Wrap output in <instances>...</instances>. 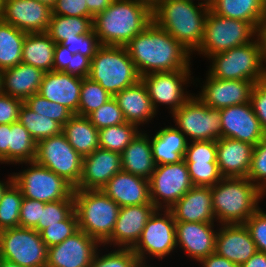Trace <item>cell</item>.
Segmentation results:
<instances>
[{"label": "cell", "mask_w": 266, "mask_h": 267, "mask_svg": "<svg viewBox=\"0 0 266 267\" xmlns=\"http://www.w3.org/2000/svg\"><path fill=\"white\" fill-rule=\"evenodd\" d=\"M125 47L140 77L155 72L193 70L192 53L154 22Z\"/></svg>", "instance_id": "1"}, {"label": "cell", "mask_w": 266, "mask_h": 267, "mask_svg": "<svg viewBox=\"0 0 266 267\" xmlns=\"http://www.w3.org/2000/svg\"><path fill=\"white\" fill-rule=\"evenodd\" d=\"M153 22L152 10L137 0H113L93 19L101 45L122 46Z\"/></svg>", "instance_id": "2"}, {"label": "cell", "mask_w": 266, "mask_h": 267, "mask_svg": "<svg viewBox=\"0 0 266 267\" xmlns=\"http://www.w3.org/2000/svg\"><path fill=\"white\" fill-rule=\"evenodd\" d=\"M210 8L187 0H163L153 10V22L193 53L204 36Z\"/></svg>", "instance_id": "3"}, {"label": "cell", "mask_w": 266, "mask_h": 267, "mask_svg": "<svg viewBox=\"0 0 266 267\" xmlns=\"http://www.w3.org/2000/svg\"><path fill=\"white\" fill-rule=\"evenodd\" d=\"M211 194L219 225L244 224L262 207V192L247 177H223L211 187Z\"/></svg>", "instance_id": "4"}, {"label": "cell", "mask_w": 266, "mask_h": 267, "mask_svg": "<svg viewBox=\"0 0 266 267\" xmlns=\"http://www.w3.org/2000/svg\"><path fill=\"white\" fill-rule=\"evenodd\" d=\"M78 228L103 245L112 235L120 206L102 190H74Z\"/></svg>", "instance_id": "5"}, {"label": "cell", "mask_w": 266, "mask_h": 267, "mask_svg": "<svg viewBox=\"0 0 266 267\" xmlns=\"http://www.w3.org/2000/svg\"><path fill=\"white\" fill-rule=\"evenodd\" d=\"M206 60H209L206 72L216 79L248 80L256 83L266 77L259 37L251 43L214 54Z\"/></svg>", "instance_id": "6"}, {"label": "cell", "mask_w": 266, "mask_h": 267, "mask_svg": "<svg viewBox=\"0 0 266 267\" xmlns=\"http://www.w3.org/2000/svg\"><path fill=\"white\" fill-rule=\"evenodd\" d=\"M88 78L112 97L141 79L126 47L106 45H101L91 59Z\"/></svg>", "instance_id": "7"}, {"label": "cell", "mask_w": 266, "mask_h": 267, "mask_svg": "<svg viewBox=\"0 0 266 267\" xmlns=\"http://www.w3.org/2000/svg\"><path fill=\"white\" fill-rule=\"evenodd\" d=\"M258 37V28L246 21L225 18L211 10L206 17L204 36L192 57L208 59L214 54L253 42ZM195 55V56H194Z\"/></svg>", "instance_id": "8"}, {"label": "cell", "mask_w": 266, "mask_h": 267, "mask_svg": "<svg viewBox=\"0 0 266 267\" xmlns=\"http://www.w3.org/2000/svg\"><path fill=\"white\" fill-rule=\"evenodd\" d=\"M19 172H13L14 183L22 196L48 203L63 199H74V187L64 178L35 161L22 162ZM24 165V167H23Z\"/></svg>", "instance_id": "9"}, {"label": "cell", "mask_w": 266, "mask_h": 267, "mask_svg": "<svg viewBox=\"0 0 266 267\" xmlns=\"http://www.w3.org/2000/svg\"><path fill=\"white\" fill-rule=\"evenodd\" d=\"M175 227L176 222L169 209H156L148 219L139 241L132 248L139 261L151 263L156 259L163 263L172 254L175 256L174 253L178 252Z\"/></svg>", "instance_id": "10"}, {"label": "cell", "mask_w": 266, "mask_h": 267, "mask_svg": "<svg viewBox=\"0 0 266 267\" xmlns=\"http://www.w3.org/2000/svg\"><path fill=\"white\" fill-rule=\"evenodd\" d=\"M173 125L191 141H217L222 138L220 110L205 105L194 94L170 115Z\"/></svg>", "instance_id": "11"}, {"label": "cell", "mask_w": 266, "mask_h": 267, "mask_svg": "<svg viewBox=\"0 0 266 267\" xmlns=\"http://www.w3.org/2000/svg\"><path fill=\"white\" fill-rule=\"evenodd\" d=\"M193 73V70H178L155 72L141 77L157 113H160L162 106L168 109L170 116L194 94L187 89L191 84L194 85Z\"/></svg>", "instance_id": "12"}, {"label": "cell", "mask_w": 266, "mask_h": 267, "mask_svg": "<svg viewBox=\"0 0 266 267\" xmlns=\"http://www.w3.org/2000/svg\"><path fill=\"white\" fill-rule=\"evenodd\" d=\"M48 248L33 228L0 231V254L4 260L22 267H46Z\"/></svg>", "instance_id": "13"}, {"label": "cell", "mask_w": 266, "mask_h": 267, "mask_svg": "<svg viewBox=\"0 0 266 267\" xmlns=\"http://www.w3.org/2000/svg\"><path fill=\"white\" fill-rule=\"evenodd\" d=\"M34 161L64 178L74 188L81 179L83 157L63 133L37 142Z\"/></svg>", "instance_id": "14"}, {"label": "cell", "mask_w": 266, "mask_h": 267, "mask_svg": "<svg viewBox=\"0 0 266 267\" xmlns=\"http://www.w3.org/2000/svg\"><path fill=\"white\" fill-rule=\"evenodd\" d=\"M192 187L184 159L157 165L149 179L150 201L157 209H169Z\"/></svg>", "instance_id": "15"}, {"label": "cell", "mask_w": 266, "mask_h": 267, "mask_svg": "<svg viewBox=\"0 0 266 267\" xmlns=\"http://www.w3.org/2000/svg\"><path fill=\"white\" fill-rule=\"evenodd\" d=\"M204 78H194V85L200 87L195 95L208 107L220 110L250 102L253 81L216 79L207 72Z\"/></svg>", "instance_id": "16"}, {"label": "cell", "mask_w": 266, "mask_h": 267, "mask_svg": "<svg viewBox=\"0 0 266 267\" xmlns=\"http://www.w3.org/2000/svg\"><path fill=\"white\" fill-rule=\"evenodd\" d=\"M176 222L177 250L195 264L215 252L216 235L219 224L216 222Z\"/></svg>", "instance_id": "17"}, {"label": "cell", "mask_w": 266, "mask_h": 267, "mask_svg": "<svg viewBox=\"0 0 266 267\" xmlns=\"http://www.w3.org/2000/svg\"><path fill=\"white\" fill-rule=\"evenodd\" d=\"M100 246L79 229L62 243L48 248L46 267H90Z\"/></svg>", "instance_id": "18"}, {"label": "cell", "mask_w": 266, "mask_h": 267, "mask_svg": "<svg viewBox=\"0 0 266 267\" xmlns=\"http://www.w3.org/2000/svg\"><path fill=\"white\" fill-rule=\"evenodd\" d=\"M222 137L257 145L266 135L250 102L220 109Z\"/></svg>", "instance_id": "19"}, {"label": "cell", "mask_w": 266, "mask_h": 267, "mask_svg": "<svg viewBox=\"0 0 266 267\" xmlns=\"http://www.w3.org/2000/svg\"><path fill=\"white\" fill-rule=\"evenodd\" d=\"M52 9L36 0H5L0 19L25 33L47 32Z\"/></svg>", "instance_id": "20"}, {"label": "cell", "mask_w": 266, "mask_h": 267, "mask_svg": "<svg viewBox=\"0 0 266 267\" xmlns=\"http://www.w3.org/2000/svg\"><path fill=\"white\" fill-rule=\"evenodd\" d=\"M157 208L154 204L120 207L111 237L103 244L112 248H133L142 231Z\"/></svg>", "instance_id": "21"}, {"label": "cell", "mask_w": 266, "mask_h": 267, "mask_svg": "<svg viewBox=\"0 0 266 267\" xmlns=\"http://www.w3.org/2000/svg\"><path fill=\"white\" fill-rule=\"evenodd\" d=\"M121 170L120 153L98 148L83 157L81 179L74 190H101Z\"/></svg>", "instance_id": "22"}, {"label": "cell", "mask_w": 266, "mask_h": 267, "mask_svg": "<svg viewBox=\"0 0 266 267\" xmlns=\"http://www.w3.org/2000/svg\"><path fill=\"white\" fill-rule=\"evenodd\" d=\"M256 252V244L245 224L219 225L215 253L241 266Z\"/></svg>", "instance_id": "23"}, {"label": "cell", "mask_w": 266, "mask_h": 267, "mask_svg": "<svg viewBox=\"0 0 266 267\" xmlns=\"http://www.w3.org/2000/svg\"><path fill=\"white\" fill-rule=\"evenodd\" d=\"M113 97L122 110L125 121L136 125L140 130H144L142 127L145 126L148 128L149 123L153 125L154 119L158 118L159 113L154 109L147 88L141 79Z\"/></svg>", "instance_id": "24"}, {"label": "cell", "mask_w": 266, "mask_h": 267, "mask_svg": "<svg viewBox=\"0 0 266 267\" xmlns=\"http://www.w3.org/2000/svg\"><path fill=\"white\" fill-rule=\"evenodd\" d=\"M82 79L63 71L45 72L38 93L45 99L64 105L73 114L79 115Z\"/></svg>", "instance_id": "25"}, {"label": "cell", "mask_w": 266, "mask_h": 267, "mask_svg": "<svg viewBox=\"0 0 266 267\" xmlns=\"http://www.w3.org/2000/svg\"><path fill=\"white\" fill-rule=\"evenodd\" d=\"M101 190L120 207L153 204L149 180L123 170L117 172Z\"/></svg>", "instance_id": "26"}, {"label": "cell", "mask_w": 266, "mask_h": 267, "mask_svg": "<svg viewBox=\"0 0 266 267\" xmlns=\"http://www.w3.org/2000/svg\"><path fill=\"white\" fill-rule=\"evenodd\" d=\"M169 210L175 221L216 222L211 187L193 186Z\"/></svg>", "instance_id": "27"}, {"label": "cell", "mask_w": 266, "mask_h": 267, "mask_svg": "<svg viewBox=\"0 0 266 267\" xmlns=\"http://www.w3.org/2000/svg\"><path fill=\"white\" fill-rule=\"evenodd\" d=\"M217 144V164L222 177H247L254 145L230 138H220Z\"/></svg>", "instance_id": "28"}, {"label": "cell", "mask_w": 266, "mask_h": 267, "mask_svg": "<svg viewBox=\"0 0 266 267\" xmlns=\"http://www.w3.org/2000/svg\"><path fill=\"white\" fill-rule=\"evenodd\" d=\"M150 130V144L156 165L173 164L183 160L188 140L173 124ZM152 131V132H151ZM153 133V134H152Z\"/></svg>", "instance_id": "29"}, {"label": "cell", "mask_w": 266, "mask_h": 267, "mask_svg": "<svg viewBox=\"0 0 266 267\" xmlns=\"http://www.w3.org/2000/svg\"><path fill=\"white\" fill-rule=\"evenodd\" d=\"M2 73V92L25 101L40 90L45 72L26 63L8 68Z\"/></svg>", "instance_id": "30"}, {"label": "cell", "mask_w": 266, "mask_h": 267, "mask_svg": "<svg viewBox=\"0 0 266 267\" xmlns=\"http://www.w3.org/2000/svg\"><path fill=\"white\" fill-rule=\"evenodd\" d=\"M122 170L149 180L156 169L148 130H141L121 153Z\"/></svg>", "instance_id": "31"}, {"label": "cell", "mask_w": 266, "mask_h": 267, "mask_svg": "<svg viewBox=\"0 0 266 267\" xmlns=\"http://www.w3.org/2000/svg\"><path fill=\"white\" fill-rule=\"evenodd\" d=\"M210 10L216 15L246 21L259 28L266 16V0H213Z\"/></svg>", "instance_id": "32"}, {"label": "cell", "mask_w": 266, "mask_h": 267, "mask_svg": "<svg viewBox=\"0 0 266 267\" xmlns=\"http://www.w3.org/2000/svg\"><path fill=\"white\" fill-rule=\"evenodd\" d=\"M62 133L82 157L100 148L99 130L87 117L74 114L63 126Z\"/></svg>", "instance_id": "33"}, {"label": "cell", "mask_w": 266, "mask_h": 267, "mask_svg": "<svg viewBox=\"0 0 266 267\" xmlns=\"http://www.w3.org/2000/svg\"><path fill=\"white\" fill-rule=\"evenodd\" d=\"M55 45L56 43L47 32L26 33L22 49V62L44 72L53 71Z\"/></svg>", "instance_id": "34"}, {"label": "cell", "mask_w": 266, "mask_h": 267, "mask_svg": "<svg viewBox=\"0 0 266 267\" xmlns=\"http://www.w3.org/2000/svg\"><path fill=\"white\" fill-rule=\"evenodd\" d=\"M25 36V32L0 19V71L22 62Z\"/></svg>", "instance_id": "35"}, {"label": "cell", "mask_w": 266, "mask_h": 267, "mask_svg": "<svg viewBox=\"0 0 266 267\" xmlns=\"http://www.w3.org/2000/svg\"><path fill=\"white\" fill-rule=\"evenodd\" d=\"M92 30L93 20L89 17L51 15L47 33L56 44H60Z\"/></svg>", "instance_id": "36"}, {"label": "cell", "mask_w": 266, "mask_h": 267, "mask_svg": "<svg viewBox=\"0 0 266 267\" xmlns=\"http://www.w3.org/2000/svg\"><path fill=\"white\" fill-rule=\"evenodd\" d=\"M36 144L29 131L19 121L13 122L9 132V166L34 161Z\"/></svg>", "instance_id": "37"}, {"label": "cell", "mask_w": 266, "mask_h": 267, "mask_svg": "<svg viewBox=\"0 0 266 267\" xmlns=\"http://www.w3.org/2000/svg\"><path fill=\"white\" fill-rule=\"evenodd\" d=\"M18 121L29 131L36 143L62 133L63 129L61 124L35 113L24 102L19 110Z\"/></svg>", "instance_id": "38"}, {"label": "cell", "mask_w": 266, "mask_h": 267, "mask_svg": "<svg viewBox=\"0 0 266 267\" xmlns=\"http://www.w3.org/2000/svg\"><path fill=\"white\" fill-rule=\"evenodd\" d=\"M140 131L136 125L129 122L100 129V148L121 154Z\"/></svg>", "instance_id": "39"}, {"label": "cell", "mask_w": 266, "mask_h": 267, "mask_svg": "<svg viewBox=\"0 0 266 267\" xmlns=\"http://www.w3.org/2000/svg\"><path fill=\"white\" fill-rule=\"evenodd\" d=\"M23 196L20 188L13 182L0 200V231L19 227L20 208Z\"/></svg>", "instance_id": "40"}, {"label": "cell", "mask_w": 266, "mask_h": 267, "mask_svg": "<svg viewBox=\"0 0 266 267\" xmlns=\"http://www.w3.org/2000/svg\"><path fill=\"white\" fill-rule=\"evenodd\" d=\"M110 250V251H109ZM139 259L131 248H111L101 245L90 267H135Z\"/></svg>", "instance_id": "41"}, {"label": "cell", "mask_w": 266, "mask_h": 267, "mask_svg": "<svg viewBox=\"0 0 266 267\" xmlns=\"http://www.w3.org/2000/svg\"><path fill=\"white\" fill-rule=\"evenodd\" d=\"M111 98L112 96L98 83L93 82L88 77L83 78L79 100V116L87 117Z\"/></svg>", "instance_id": "42"}, {"label": "cell", "mask_w": 266, "mask_h": 267, "mask_svg": "<svg viewBox=\"0 0 266 267\" xmlns=\"http://www.w3.org/2000/svg\"><path fill=\"white\" fill-rule=\"evenodd\" d=\"M24 103L35 113L55 120L62 126H64L74 115L64 105L51 102L39 93H35L31 97H28Z\"/></svg>", "instance_id": "43"}, {"label": "cell", "mask_w": 266, "mask_h": 267, "mask_svg": "<svg viewBox=\"0 0 266 267\" xmlns=\"http://www.w3.org/2000/svg\"><path fill=\"white\" fill-rule=\"evenodd\" d=\"M74 211V199H63L41 206V220L34 228L39 233L49 225L58 224Z\"/></svg>", "instance_id": "44"}, {"label": "cell", "mask_w": 266, "mask_h": 267, "mask_svg": "<svg viewBox=\"0 0 266 267\" xmlns=\"http://www.w3.org/2000/svg\"><path fill=\"white\" fill-rule=\"evenodd\" d=\"M78 230V218L74 210L65 220L44 228L40 235L47 248H50L62 243Z\"/></svg>", "instance_id": "45"}, {"label": "cell", "mask_w": 266, "mask_h": 267, "mask_svg": "<svg viewBox=\"0 0 266 267\" xmlns=\"http://www.w3.org/2000/svg\"><path fill=\"white\" fill-rule=\"evenodd\" d=\"M87 118L98 130L126 122L122 110L119 108L114 97L90 113Z\"/></svg>", "instance_id": "46"}, {"label": "cell", "mask_w": 266, "mask_h": 267, "mask_svg": "<svg viewBox=\"0 0 266 267\" xmlns=\"http://www.w3.org/2000/svg\"><path fill=\"white\" fill-rule=\"evenodd\" d=\"M186 165L193 186L212 187L223 178L217 162H186Z\"/></svg>", "instance_id": "47"}, {"label": "cell", "mask_w": 266, "mask_h": 267, "mask_svg": "<svg viewBox=\"0 0 266 267\" xmlns=\"http://www.w3.org/2000/svg\"><path fill=\"white\" fill-rule=\"evenodd\" d=\"M247 178L261 192L266 188V135L254 146Z\"/></svg>", "instance_id": "48"}, {"label": "cell", "mask_w": 266, "mask_h": 267, "mask_svg": "<svg viewBox=\"0 0 266 267\" xmlns=\"http://www.w3.org/2000/svg\"><path fill=\"white\" fill-rule=\"evenodd\" d=\"M185 162L208 163L217 162L216 141H191L187 144L184 155Z\"/></svg>", "instance_id": "49"}, {"label": "cell", "mask_w": 266, "mask_h": 267, "mask_svg": "<svg viewBox=\"0 0 266 267\" xmlns=\"http://www.w3.org/2000/svg\"><path fill=\"white\" fill-rule=\"evenodd\" d=\"M65 46L72 54L81 53L90 59L96 54V51L101 46L94 30L89 33L76 35L72 40H64L60 43Z\"/></svg>", "instance_id": "50"}, {"label": "cell", "mask_w": 266, "mask_h": 267, "mask_svg": "<svg viewBox=\"0 0 266 267\" xmlns=\"http://www.w3.org/2000/svg\"><path fill=\"white\" fill-rule=\"evenodd\" d=\"M244 224L256 244L257 251L266 253V209L260 207Z\"/></svg>", "instance_id": "51"}, {"label": "cell", "mask_w": 266, "mask_h": 267, "mask_svg": "<svg viewBox=\"0 0 266 267\" xmlns=\"http://www.w3.org/2000/svg\"><path fill=\"white\" fill-rule=\"evenodd\" d=\"M44 205V202L23 197L20 208L19 227L34 229L38 225L39 220H41V206Z\"/></svg>", "instance_id": "52"}, {"label": "cell", "mask_w": 266, "mask_h": 267, "mask_svg": "<svg viewBox=\"0 0 266 267\" xmlns=\"http://www.w3.org/2000/svg\"><path fill=\"white\" fill-rule=\"evenodd\" d=\"M51 15L94 17L90 14L86 0H56Z\"/></svg>", "instance_id": "53"}, {"label": "cell", "mask_w": 266, "mask_h": 267, "mask_svg": "<svg viewBox=\"0 0 266 267\" xmlns=\"http://www.w3.org/2000/svg\"><path fill=\"white\" fill-rule=\"evenodd\" d=\"M250 103L262 129L266 133V77L255 83Z\"/></svg>", "instance_id": "54"}, {"label": "cell", "mask_w": 266, "mask_h": 267, "mask_svg": "<svg viewBox=\"0 0 266 267\" xmlns=\"http://www.w3.org/2000/svg\"><path fill=\"white\" fill-rule=\"evenodd\" d=\"M23 100L5 93L0 94V124H12L18 121Z\"/></svg>", "instance_id": "55"}, {"label": "cell", "mask_w": 266, "mask_h": 267, "mask_svg": "<svg viewBox=\"0 0 266 267\" xmlns=\"http://www.w3.org/2000/svg\"><path fill=\"white\" fill-rule=\"evenodd\" d=\"M71 58H73V54L65 46L56 44L53 71H63L71 74Z\"/></svg>", "instance_id": "56"}, {"label": "cell", "mask_w": 266, "mask_h": 267, "mask_svg": "<svg viewBox=\"0 0 266 267\" xmlns=\"http://www.w3.org/2000/svg\"><path fill=\"white\" fill-rule=\"evenodd\" d=\"M91 59L81 53L73 54L71 58V74L87 78L90 72Z\"/></svg>", "instance_id": "57"}, {"label": "cell", "mask_w": 266, "mask_h": 267, "mask_svg": "<svg viewBox=\"0 0 266 267\" xmlns=\"http://www.w3.org/2000/svg\"><path fill=\"white\" fill-rule=\"evenodd\" d=\"M11 124H0V164H9V132Z\"/></svg>", "instance_id": "58"}, {"label": "cell", "mask_w": 266, "mask_h": 267, "mask_svg": "<svg viewBox=\"0 0 266 267\" xmlns=\"http://www.w3.org/2000/svg\"><path fill=\"white\" fill-rule=\"evenodd\" d=\"M199 267H240L239 265L229 261L225 257L212 253L211 255L201 259L198 262Z\"/></svg>", "instance_id": "59"}, {"label": "cell", "mask_w": 266, "mask_h": 267, "mask_svg": "<svg viewBox=\"0 0 266 267\" xmlns=\"http://www.w3.org/2000/svg\"><path fill=\"white\" fill-rule=\"evenodd\" d=\"M113 0H86L90 14L95 17L97 14L103 12Z\"/></svg>", "instance_id": "60"}, {"label": "cell", "mask_w": 266, "mask_h": 267, "mask_svg": "<svg viewBox=\"0 0 266 267\" xmlns=\"http://www.w3.org/2000/svg\"><path fill=\"white\" fill-rule=\"evenodd\" d=\"M240 267H266V253L257 251Z\"/></svg>", "instance_id": "61"}, {"label": "cell", "mask_w": 266, "mask_h": 267, "mask_svg": "<svg viewBox=\"0 0 266 267\" xmlns=\"http://www.w3.org/2000/svg\"><path fill=\"white\" fill-rule=\"evenodd\" d=\"M258 37L262 46V55L266 66V16L261 20L258 28Z\"/></svg>", "instance_id": "62"}, {"label": "cell", "mask_w": 266, "mask_h": 267, "mask_svg": "<svg viewBox=\"0 0 266 267\" xmlns=\"http://www.w3.org/2000/svg\"><path fill=\"white\" fill-rule=\"evenodd\" d=\"M7 178L3 177L4 179H0V200L2 199V196L6 189L14 182V176L13 172L7 175Z\"/></svg>", "instance_id": "63"}, {"label": "cell", "mask_w": 266, "mask_h": 267, "mask_svg": "<svg viewBox=\"0 0 266 267\" xmlns=\"http://www.w3.org/2000/svg\"><path fill=\"white\" fill-rule=\"evenodd\" d=\"M137 1L147 5L151 10H153L163 0H137Z\"/></svg>", "instance_id": "64"}, {"label": "cell", "mask_w": 266, "mask_h": 267, "mask_svg": "<svg viewBox=\"0 0 266 267\" xmlns=\"http://www.w3.org/2000/svg\"><path fill=\"white\" fill-rule=\"evenodd\" d=\"M0 267H22V266L3 259Z\"/></svg>", "instance_id": "65"}, {"label": "cell", "mask_w": 266, "mask_h": 267, "mask_svg": "<svg viewBox=\"0 0 266 267\" xmlns=\"http://www.w3.org/2000/svg\"><path fill=\"white\" fill-rule=\"evenodd\" d=\"M36 1L47 5L51 9L55 6V3H56V0H36Z\"/></svg>", "instance_id": "66"}, {"label": "cell", "mask_w": 266, "mask_h": 267, "mask_svg": "<svg viewBox=\"0 0 266 267\" xmlns=\"http://www.w3.org/2000/svg\"><path fill=\"white\" fill-rule=\"evenodd\" d=\"M187 1H192V2H196L198 1L199 4L201 5H205L207 7H211L212 3H213V0H187Z\"/></svg>", "instance_id": "67"}, {"label": "cell", "mask_w": 266, "mask_h": 267, "mask_svg": "<svg viewBox=\"0 0 266 267\" xmlns=\"http://www.w3.org/2000/svg\"><path fill=\"white\" fill-rule=\"evenodd\" d=\"M155 264L153 263H144V262H139L135 267H158L154 266ZM162 263L159 265L161 267Z\"/></svg>", "instance_id": "68"}, {"label": "cell", "mask_w": 266, "mask_h": 267, "mask_svg": "<svg viewBox=\"0 0 266 267\" xmlns=\"http://www.w3.org/2000/svg\"><path fill=\"white\" fill-rule=\"evenodd\" d=\"M2 93V73L0 71V94Z\"/></svg>", "instance_id": "69"}, {"label": "cell", "mask_w": 266, "mask_h": 267, "mask_svg": "<svg viewBox=\"0 0 266 267\" xmlns=\"http://www.w3.org/2000/svg\"><path fill=\"white\" fill-rule=\"evenodd\" d=\"M266 198V188L262 191V202Z\"/></svg>", "instance_id": "70"}, {"label": "cell", "mask_w": 266, "mask_h": 267, "mask_svg": "<svg viewBox=\"0 0 266 267\" xmlns=\"http://www.w3.org/2000/svg\"><path fill=\"white\" fill-rule=\"evenodd\" d=\"M4 1H5V0H0V9H1V7H2Z\"/></svg>", "instance_id": "71"}, {"label": "cell", "mask_w": 266, "mask_h": 267, "mask_svg": "<svg viewBox=\"0 0 266 267\" xmlns=\"http://www.w3.org/2000/svg\"><path fill=\"white\" fill-rule=\"evenodd\" d=\"M2 260H3V257L0 254V265H1Z\"/></svg>", "instance_id": "72"}]
</instances>
